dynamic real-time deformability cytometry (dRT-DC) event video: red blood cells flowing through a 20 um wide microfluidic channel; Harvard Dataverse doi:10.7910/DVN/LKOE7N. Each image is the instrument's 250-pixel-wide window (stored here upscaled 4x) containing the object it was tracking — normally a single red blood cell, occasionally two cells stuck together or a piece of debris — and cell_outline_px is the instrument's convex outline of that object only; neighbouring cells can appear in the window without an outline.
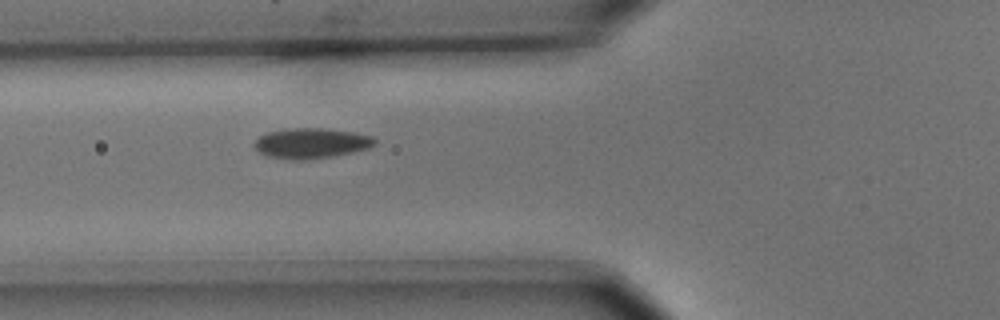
{"species": "common noctule bat (a hibernating species)", "species_latin": "Nyctalus noctula", "temperature_condition": "cold", "stored_images_in_passage": 6, "camera_frame_rate_fps": 3000, "um_per_image_px": 0.085, "animal": {"sex": "male", "body_mass_g": 15.6}, "frame": {"image": 1, "passage_image": 6, "time_ms": 1.667, "image_size_px": [1000, 320], "cell_outline_px": [[376, 144], [368, 148], [352, 152], [332, 156], [304, 160], [292, 160], [268, 156], [260, 152], [252, 144], [260, 136], [268, 132], [292, 128], [320, 128], [356, 132], [372, 136], [376, 140]], "centroid_in_image_um": [26.47, 12.17], "position_along_channel_um": 99.3, "area_um2": 21.15}}